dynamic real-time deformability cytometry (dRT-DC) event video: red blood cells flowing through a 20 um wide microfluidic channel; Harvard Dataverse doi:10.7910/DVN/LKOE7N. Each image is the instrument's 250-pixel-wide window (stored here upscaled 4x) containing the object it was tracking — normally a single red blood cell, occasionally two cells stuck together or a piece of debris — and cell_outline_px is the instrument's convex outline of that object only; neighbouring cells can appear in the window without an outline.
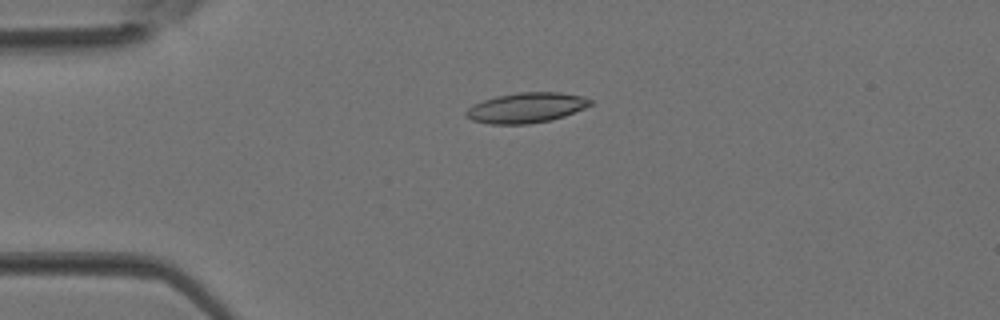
{"species": "Egyptian fruit bat (a non-hibernating species)", "species_latin": "Rousettus aegyptiacus", "temperature_condition": "room temperature", "stored_images_in_passage": 4, "camera_frame_rate_fps": 3000, "um_per_image_px": 0.085, "animal": {"sex": "female"}, "frame": {"image": 1, "passage_image": 3, "time_ms": 0.667, "image_size_px": [1000, 320], "cell_outline_px": [[592, 104], [584, 108], [564, 116], [548, 120], [528, 124], [488, 124], [472, 120], [464, 116], [464, 112], [472, 104], [496, 96], [520, 92], [560, 92], [580, 96], [592, 100]], "centroid_in_image_um": [44.68, 9.16], "position_along_channel_um": 40.3, "area_um2": 21.79}}